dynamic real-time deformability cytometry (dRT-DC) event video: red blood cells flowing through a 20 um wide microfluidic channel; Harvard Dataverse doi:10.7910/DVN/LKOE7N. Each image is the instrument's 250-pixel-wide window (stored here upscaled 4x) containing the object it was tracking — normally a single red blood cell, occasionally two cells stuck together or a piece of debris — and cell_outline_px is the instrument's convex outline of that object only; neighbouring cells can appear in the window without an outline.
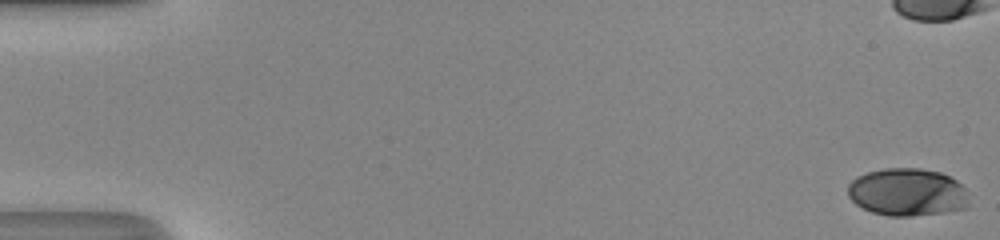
{"species": "human", "species_latin": "Homo sapiens", "temperature_condition": "room temperature", "stored_images_in_passage": 41, "camera_frame_rate_fps": 3000, "um_per_image_px": 0.085, "donor": {"sex": "male"}, "frame": {"image": 1, "passage_image": 1, "time_ms": 0.0, "image_size_px": [1000, 240], "cell_outline_px": [[968, 208], [944, 212], [912, 216], [888, 216], [872, 212], [856, 204], [848, 196], [848, 184], [856, 176], [868, 172], [884, 168], [920, 168], [940, 172], [956, 180], [964, 188], [968, 204]], "centroid_in_image_um": [77.1, 16.33], "position_along_channel_um": 7.9, "area_um2": 33.64}}
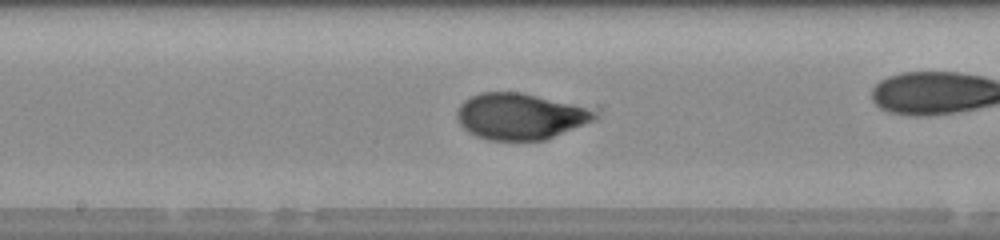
{"frame": {"image": 2, "passage_image": 28, "time_ms": 9.0, "image_size_px": [1000, 240], "cell_outline_px": [[596, 116], [592, 120], [584, 124], [544, 140], [488, 140], [476, 136], [468, 132], [460, 124], [456, 116], [456, 112], [460, 104], [464, 100], [480, 92], [520, 92], [572, 104], [584, 108], [592, 112]], "centroid_in_image_um": [44.1, 9.89], "position_along_channel_um": 204.1, "area_um2": 36.41}}
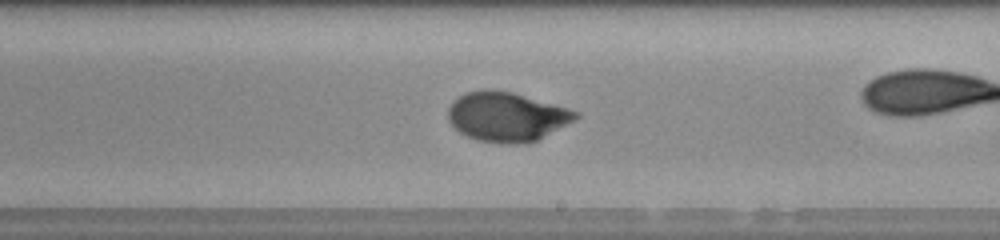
{"frame": {"image": 3, "passage_image": 31, "time_ms": 10.0, "image_size_px": [1000, 240], "cell_outline_px": [[580, 116], [576, 120], [536, 140], [516, 144], [504, 144], [476, 140], [460, 132], [448, 120], [448, 108], [452, 100], [468, 92], [484, 88], [488, 88], [512, 92], [568, 108], [580, 112]], "centroid_in_image_um": [43.07, 9.91], "position_along_channel_um": 245.9, "area_um2": 36.7}}